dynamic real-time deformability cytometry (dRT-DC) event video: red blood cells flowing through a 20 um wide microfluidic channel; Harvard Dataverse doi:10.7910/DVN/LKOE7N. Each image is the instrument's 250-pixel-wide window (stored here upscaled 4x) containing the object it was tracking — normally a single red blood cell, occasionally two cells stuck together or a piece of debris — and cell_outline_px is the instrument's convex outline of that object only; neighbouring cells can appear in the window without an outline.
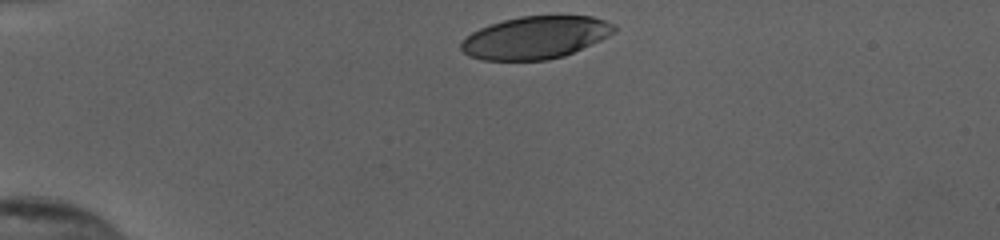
{"species": "human", "species_latin": "Homo sapiens", "temperature_condition": "cold", "stored_images_in_passage": 33, "camera_frame_rate_fps": 3000, "um_per_image_px": 0.085, "donor": {"sex": "female"}, "frame": {"image": 1, "passage_image": 1, "time_ms": 0.0, "image_size_px": [1000, 240], "cell_outline_px": [[616, 32], [600, 40], [564, 56], [548, 60], [480, 60], [468, 56], [460, 48], [460, 44], [472, 32], [480, 28], [504, 20], [520, 16], [592, 16], [616, 24]], "centroid_in_image_um": [45.53, 3.19], "position_along_channel_um": 39.5, "area_um2": 37.8}}
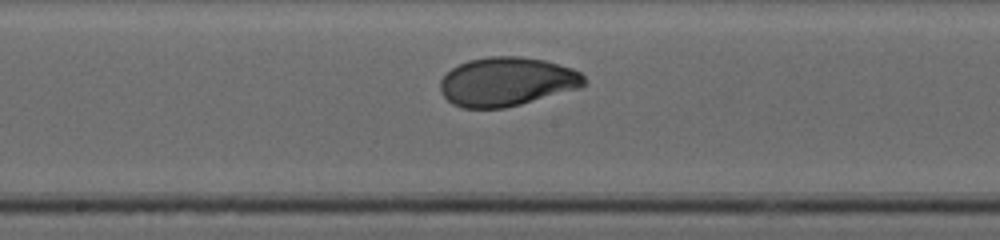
{"frame": {"image": 2, "passage_image": 18, "time_ms": 5.667, "image_size_px": [1000, 240], "cell_outline_px": [[584, 84], [580, 88], [520, 104], [504, 108], [460, 108], [452, 104], [440, 92], [440, 80], [452, 68], [468, 60], [488, 56], [520, 56], [544, 60], [572, 68], [580, 72], [584, 76]], "centroid_in_image_um": [43.06, 6.94], "position_along_channel_um": 205.1, "area_um2": 40.98}}
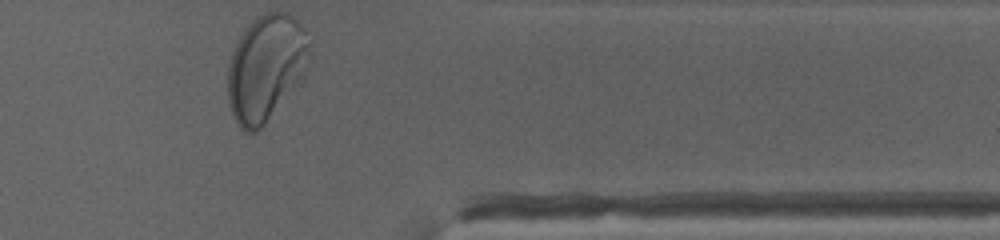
{"frame": {"image": 3, "passage_image": 33, "time_ms": 10.667, "image_size_px": [1000, 240], "cell_outline_px": [[312, 40], [308, 68], [304, 76], [264, 124], [256, 132], [244, 132], [240, 128], [228, 104], [228, 64], [232, 52], [240, 36], [248, 24], [256, 16], [264, 12], [288, 12], [304, 28]], "centroid_in_image_um": [22.63, 5.72], "position_along_channel_um": 388.8, "area_um2": 50.92}, "authors_computed_cell_mechanics": {"area_um2": 40.749, "velocity_mm_per_s": 3.8357, "shape_relaxation_time_tau1_ms": 2.9068, "shape_relaxation_time_tau2_ms": null, "deformation_change_tau1": 0.1561, "deformation_change_tau2": null}}